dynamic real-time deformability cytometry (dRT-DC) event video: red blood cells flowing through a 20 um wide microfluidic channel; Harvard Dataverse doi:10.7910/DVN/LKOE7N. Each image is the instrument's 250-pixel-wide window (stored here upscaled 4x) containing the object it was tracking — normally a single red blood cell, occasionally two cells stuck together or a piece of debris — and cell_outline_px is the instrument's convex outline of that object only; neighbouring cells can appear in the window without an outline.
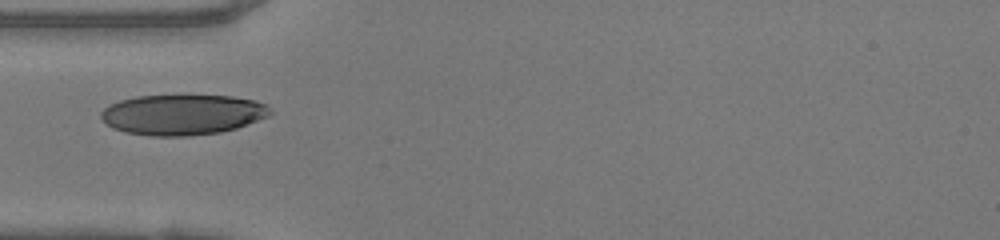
{"species": "human", "species_latin": "Homo sapiens", "temperature_condition": "warm", "stored_images_in_passage": 30, "camera_frame_rate_fps": 3000, "um_per_image_px": 0.085, "donor": {"sex": "female"}, "frame": {"image": 1, "passage_image": 1, "time_ms": 0.0, "image_size_px": [1000, 240], "cell_outline_px": [[272, 112], [268, 116], [236, 128], [220, 132], [188, 136], [152, 136], [124, 132], [112, 128], [100, 116], [100, 112], [104, 108], [120, 100], [136, 96], [232, 96], [256, 100], [264, 104]], "centroid_in_image_um": [15.5, 9.75], "position_along_channel_um": 69.5, "area_um2": 39.59}}
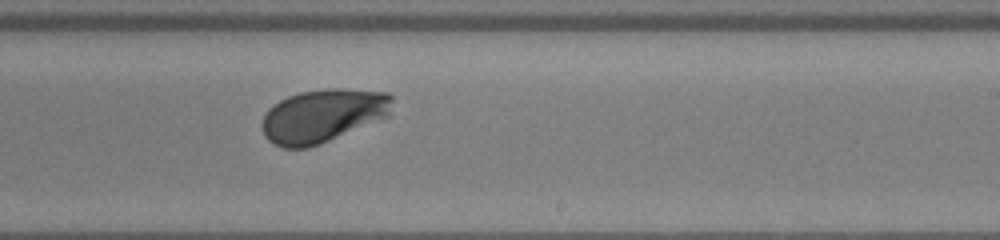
{"frame": {"image": 2, "passage_image": 15, "time_ms": 4.667, "image_size_px": [1000, 240], "cell_outline_px": [[392, 100], [388, 116], [320, 144], [308, 148], [284, 148], [272, 144], [264, 136], [260, 124], [268, 108], [280, 100], [288, 96], [300, 92], [324, 88], [344, 88], [388, 92], [392, 96]], "centroid_in_image_um": [27.4, 9.83], "position_along_channel_um": 261.6, "area_um2": 40.63}}
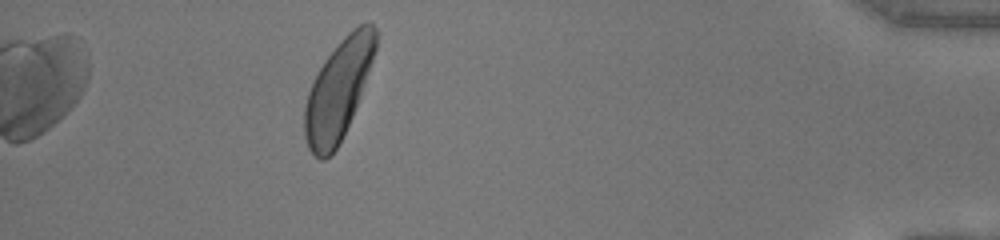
{"frame": {"image": 3, "passage_image": 30, "time_ms": 9.667, "image_size_px": [1000, 240], "cell_outline_px": [[376, 48], [372, 60], [352, 116], [336, 148], [324, 160], [320, 160], [308, 148], [304, 136], [304, 108], [308, 92], [312, 80], [324, 60], [344, 36], [348, 32], [360, 24], [372, 24], [376, 28]], "centroid_in_image_um": [28.71, 7.65], "position_along_channel_um": 406.5, "area_um2": 40.34}}